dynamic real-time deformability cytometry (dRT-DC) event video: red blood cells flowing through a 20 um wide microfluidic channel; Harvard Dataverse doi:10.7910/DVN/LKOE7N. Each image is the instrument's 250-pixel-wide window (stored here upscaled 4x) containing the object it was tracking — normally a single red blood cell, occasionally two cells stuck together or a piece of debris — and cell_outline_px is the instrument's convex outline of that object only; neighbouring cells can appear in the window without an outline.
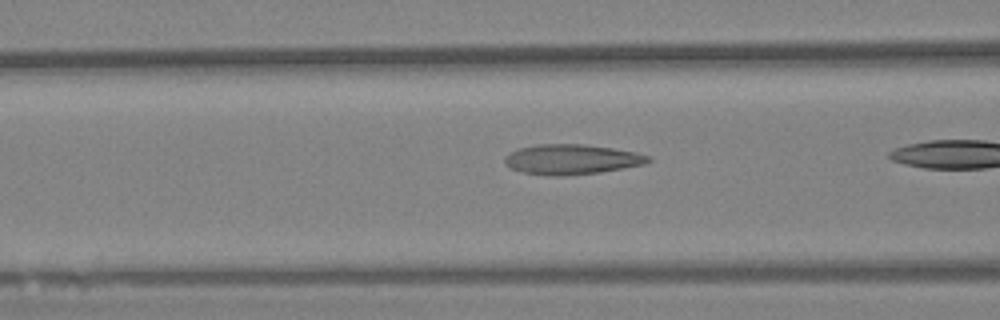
{"species": "Egyptian fruit bat (a non-hibernating species)", "species_latin": "Rousettus aegyptiacus", "temperature_condition": "warm", "stored_images_in_passage": 39, "camera_frame_rate_fps": 3000, "um_per_image_px": 0.085, "animal": {"sex": "female"}, "frame": {"image": 1, "passage_image": 17, "time_ms": 5.333, "image_size_px": [1000, 320], "cell_outline_px": [[652, 160], [644, 164], [600, 172], [560, 176], [552, 176], [524, 172], [512, 168], [504, 164], [504, 156], [508, 152], [516, 148], [536, 144], [584, 144], [612, 148], [636, 152], [652, 156]], "centroid_in_image_um": [48.56, 13.53], "position_along_channel_um": 118.0, "area_um2": 25.26}}
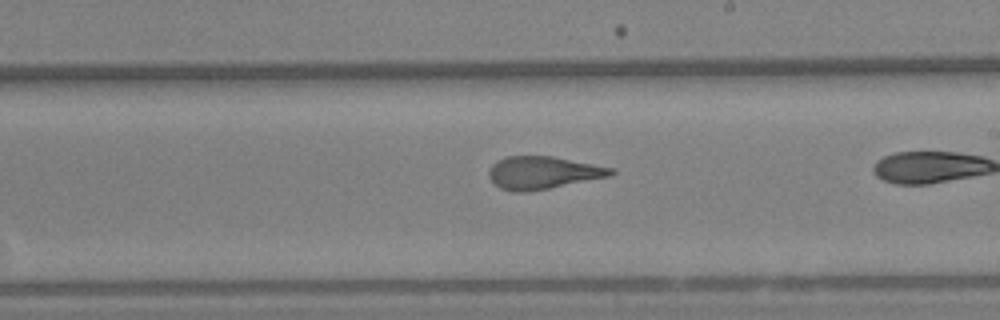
{"frame": {"image": 2, "passage_image": 28, "time_ms": 9.0, "image_size_px": [1000, 320], "cell_outline_px": [[616, 172], [612, 176], [548, 188], [524, 192], [512, 192], [500, 188], [488, 176], [488, 172], [492, 164], [496, 160], [504, 156], [552, 156], [616, 168]], "centroid_in_image_um": [46.16, 14.67], "position_along_channel_um": 242.8, "area_um2": 23.35}}
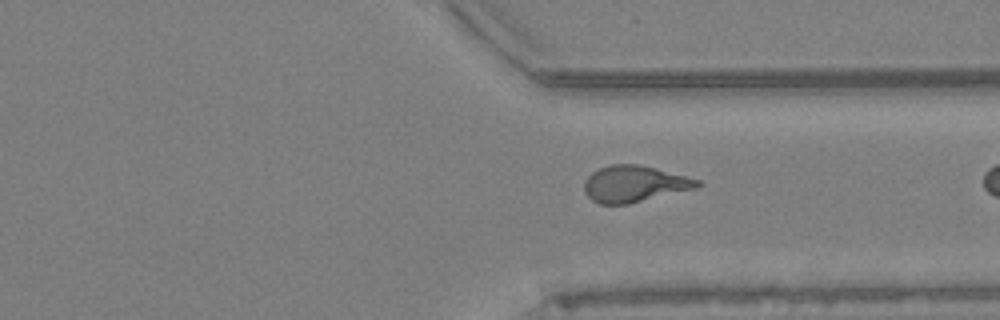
{"frame": {"image": 3, "passage_image": 38, "time_ms": 12.333, "image_size_px": [1000, 320], "cell_outline_px": [[704, 184], [692, 188], [628, 204], [600, 204], [592, 200], [584, 192], [584, 180], [592, 172], [600, 168], [612, 164], [636, 164], [700, 180]], "centroid_in_image_um": [53.84, 15.63], "position_along_channel_um": 357.6, "area_um2": 23.41}}